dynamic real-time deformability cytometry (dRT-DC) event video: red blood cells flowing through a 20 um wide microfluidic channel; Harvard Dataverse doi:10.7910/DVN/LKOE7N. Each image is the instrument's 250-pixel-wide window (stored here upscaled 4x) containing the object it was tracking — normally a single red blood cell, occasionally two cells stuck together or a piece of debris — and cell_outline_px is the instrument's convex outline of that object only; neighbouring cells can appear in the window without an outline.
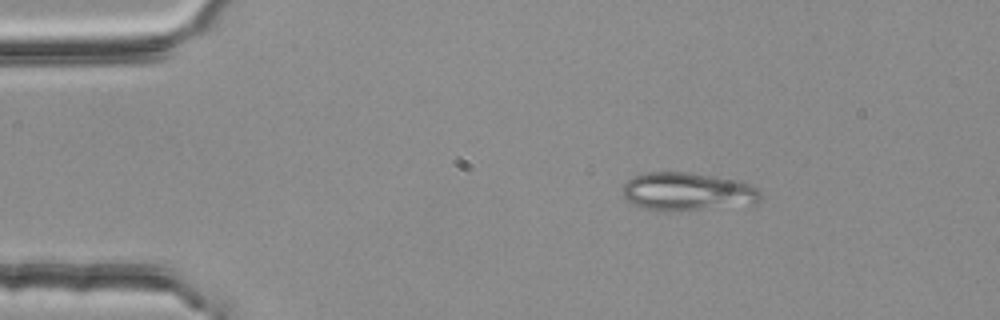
{"species": "common noctule bat (a hibernating species)", "species_latin": "Nyctalus noctula", "temperature_condition": "room temperature", "stored_images_in_passage": 53, "camera_frame_rate_fps": 3000, "um_per_image_px": 0.085, "animal": {"sex": "female", "body_mass_g": 25.1}, "frame": {"image": 1, "passage_image": 8, "time_ms": 2.333, "image_size_px": [1000, 320], "cell_outline_px": [[760, 200], [756, 204], [668, 212], [648, 208], [624, 200], [624, 184], [628, 180], [636, 176], [648, 172], [688, 172], [736, 180], [748, 184], [756, 188], [760, 192]], "centroid_in_image_um": [58.45, 16.3], "position_along_channel_um": 26.6, "area_um2": 30.4}}
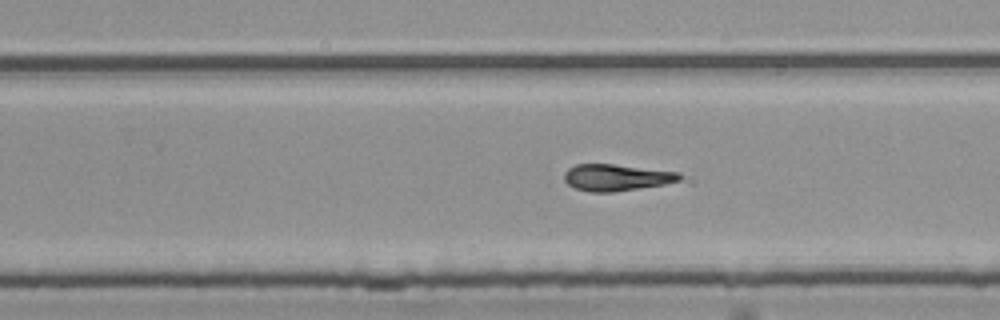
{"frame": {"image": 2, "passage_image": 33, "time_ms": 10.667, "image_size_px": [1000, 320], "cell_outline_px": [[684, 176], [680, 180], [664, 184], [612, 192], [588, 192], [576, 188], [568, 184], [564, 180], [564, 172], [568, 168], [576, 164], [612, 164], [680, 172]], "centroid_in_image_um": [52.39, 15.08], "position_along_channel_um": 277.4, "area_um2": 17.86}}
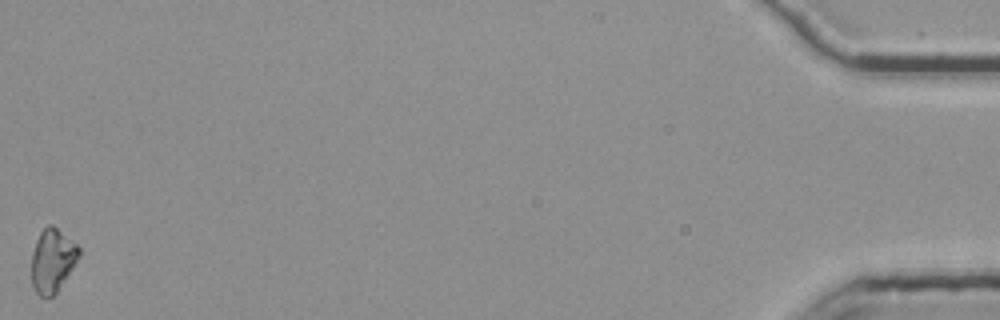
{"frame": {"image": 3, "passage_image": 53, "time_ms": 17.333, "image_size_px": [1000, 320], "cell_outline_px": [[80, 256], [56, 292], [52, 296], [40, 296], [36, 292], [32, 284], [32, 252], [36, 240], [40, 232], [48, 224], [52, 224], [76, 244], [80, 248]], "centroid_in_image_um": [4.45, 22.12], "position_along_channel_um": 430.8, "area_um2": 17.22}, "authors_computed_cell_mechanics": {"area_um2": 17.9758, "velocity_mm_per_s": 3.8128, "shape_relaxation_time_tau1_ms": null, "shape_relaxation_time_tau2_ms": 3.0884, "deformation_change_tau1": null, "deformation_change_tau2": 0.1129}}